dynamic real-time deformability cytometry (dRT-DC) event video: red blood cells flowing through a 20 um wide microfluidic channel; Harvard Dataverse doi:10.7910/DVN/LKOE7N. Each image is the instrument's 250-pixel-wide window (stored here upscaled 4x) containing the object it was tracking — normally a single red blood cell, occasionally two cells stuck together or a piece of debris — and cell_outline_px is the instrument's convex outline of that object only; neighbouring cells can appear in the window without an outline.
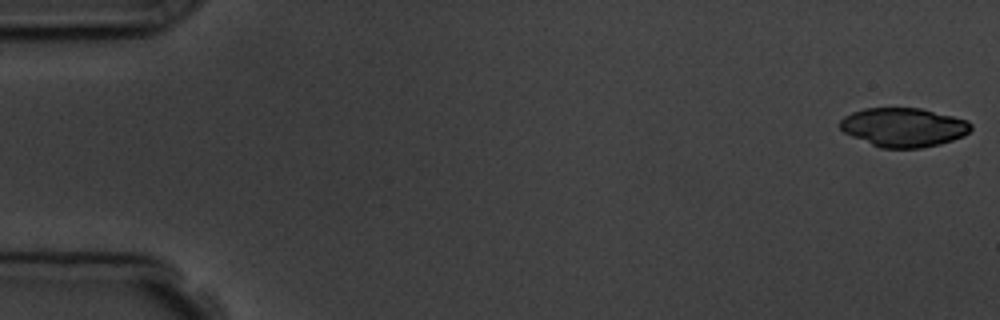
{"species": "common noctule bat (a hibernating species)", "species_latin": "Nyctalus noctula", "temperature_condition": "room temperature", "stored_images_in_passage": 7, "camera_frame_rate_fps": 3000, "um_per_image_px": 0.085, "animal": {"sex": "male", "body_mass_g": 19.5, "forearm_length_mm": 54.6}, "frame": {"image": 1, "passage_image": 1, "time_ms": 0.0, "image_size_px": [1000, 320], "cell_outline_px": [[972, 128], [964, 136], [940, 144], [920, 148], [880, 148], [852, 136], [844, 132], [840, 128], [840, 120], [844, 116], [852, 112], [864, 108], [920, 108], [968, 120], [972, 124]], "centroid_in_image_um": [76.8, 10.82], "position_along_channel_um": 8.2, "area_um2": 29.71}}
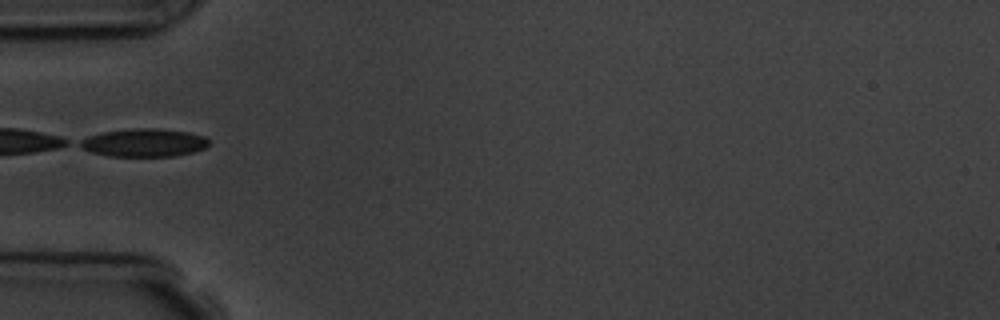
{"frame": {"image": 2, "passage_image": 6, "time_ms": 5.667, "image_size_px": [1000, 320], "cell_outline_px": [[208, 144], [204, 148], [192, 152], [172, 156], [108, 156], [92, 152], [76, 144], [80, 140], [88, 136], [104, 132], [132, 128], [156, 128], [188, 132], [204, 136], [208, 140]], "centroid_in_image_um": [12.21, 12.12], "position_along_channel_um": 72.8, "area_um2": 20.92}}